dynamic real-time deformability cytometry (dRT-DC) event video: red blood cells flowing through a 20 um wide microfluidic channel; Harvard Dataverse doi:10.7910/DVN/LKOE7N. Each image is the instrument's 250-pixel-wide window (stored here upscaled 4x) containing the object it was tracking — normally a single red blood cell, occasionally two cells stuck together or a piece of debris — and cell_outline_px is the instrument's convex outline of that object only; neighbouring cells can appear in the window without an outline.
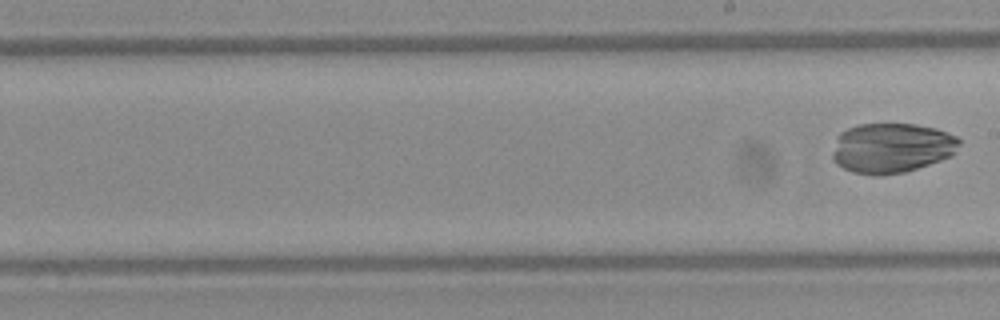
{"species": "Egyptian fruit bat (a non-hibernating species)", "species_latin": "Rousettus aegyptiacus", "temperature_condition": "warm", "stored_images_in_passage": 9, "segment_of_instrument_passage": [2, 2], "camera_frame_rate_fps": 3000, "um_per_image_px": 0.085, "frame": {"image": 1, "passage_image": 9, "time_ms": 2.667, "image_size_px": [1000, 320], "cell_outline_px": [[960, 144], [952, 156], [904, 172], [852, 172], [836, 164], [832, 156], [832, 152], [836, 136], [840, 132], [848, 128], [860, 124], [916, 124], [936, 128], [956, 136], [960, 140]], "centroid_in_image_um": [75.79, 12.53], "position_along_channel_um": 213.2, "area_um2": 36.3}}